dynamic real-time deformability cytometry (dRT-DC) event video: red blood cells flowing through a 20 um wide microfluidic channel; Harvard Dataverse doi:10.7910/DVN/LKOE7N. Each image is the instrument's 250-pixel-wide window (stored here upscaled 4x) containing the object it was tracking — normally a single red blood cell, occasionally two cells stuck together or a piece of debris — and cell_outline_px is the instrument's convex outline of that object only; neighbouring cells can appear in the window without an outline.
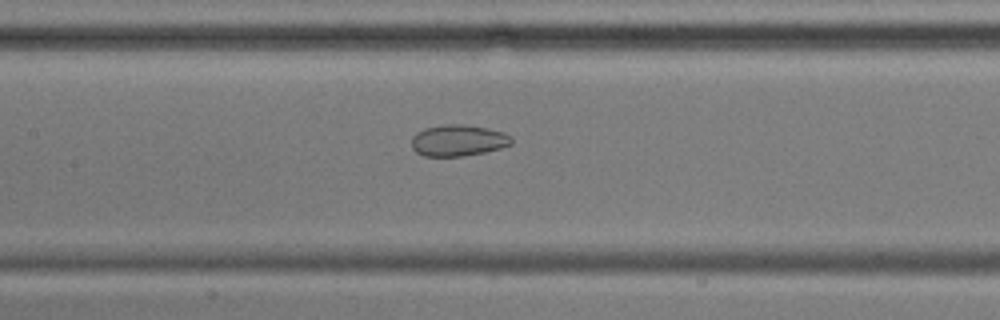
{"species": "common noctule bat (a hibernating species)", "species_latin": "Nyctalus noctula", "temperature_condition": "cold", "stored_images_in_passage": 55, "camera_frame_rate_fps": 3000, "um_per_image_px": 0.085, "animal": {"sex": "male", "body_mass_g": 17.9, "forearm_length_mm": 54.2}, "frame": {"image": 1, "passage_image": 25, "time_ms": 8.0, "image_size_px": [1000, 320], "cell_outline_px": [[512, 144], [500, 148], [484, 152], [464, 156], [424, 156], [416, 152], [412, 148], [412, 136], [416, 132], [424, 128], [444, 124], [464, 124], [488, 128], [504, 132], [512, 140]], "centroid_in_image_um": [38.92, 11.93], "position_along_channel_um": 168.5, "area_um2": 18.32}}
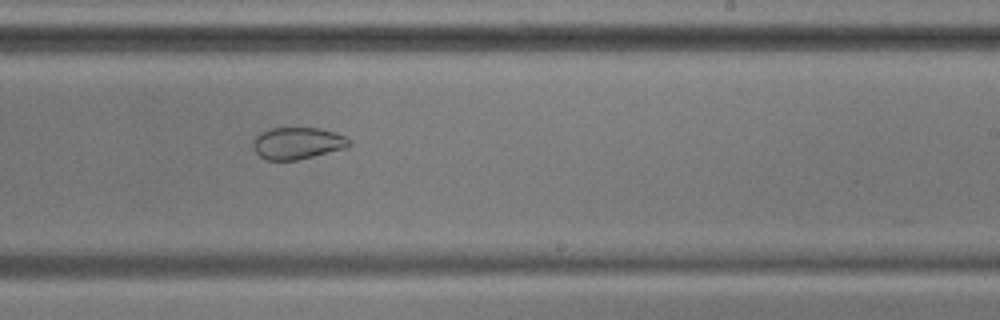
{"frame": {"image": 2, "passage_image": 33, "time_ms": 10.667, "image_size_px": [1000, 320], "cell_outline_px": [[352, 144], [348, 148], [296, 160], [268, 160], [260, 156], [252, 148], [252, 140], [260, 132], [268, 128], [320, 128], [344, 136], [352, 140]], "centroid_in_image_um": [25.28, 12.17], "position_along_channel_um": 263.7, "area_um2": 18.03}}
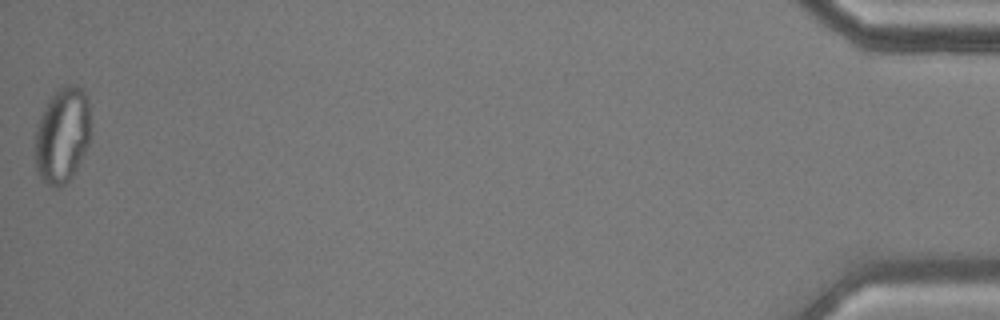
{"frame": {"image": 3, "passage_image": 55, "time_ms": 18.0, "image_size_px": [1000, 320], "cell_outline_px": [[92, 136], [72, 176], [60, 188], [52, 188], [40, 176], [36, 168], [36, 124], [44, 108], [56, 88], [68, 84], [76, 84], [88, 96], [92, 132]], "centroid_in_image_um": [5.33, 11.44], "position_along_channel_um": 429.9, "area_um2": 31.33}, "authors_computed_cell_mechanics": {"area_um2": 25.8944, "velocity_mm_per_s": 3.5804, "shape_relaxation_time_tau1_ms": null, "shape_relaxation_time_tau2_ms": 1.9484, "deformation_change_tau1": null, "deformation_change_tau2": 0.0652}}